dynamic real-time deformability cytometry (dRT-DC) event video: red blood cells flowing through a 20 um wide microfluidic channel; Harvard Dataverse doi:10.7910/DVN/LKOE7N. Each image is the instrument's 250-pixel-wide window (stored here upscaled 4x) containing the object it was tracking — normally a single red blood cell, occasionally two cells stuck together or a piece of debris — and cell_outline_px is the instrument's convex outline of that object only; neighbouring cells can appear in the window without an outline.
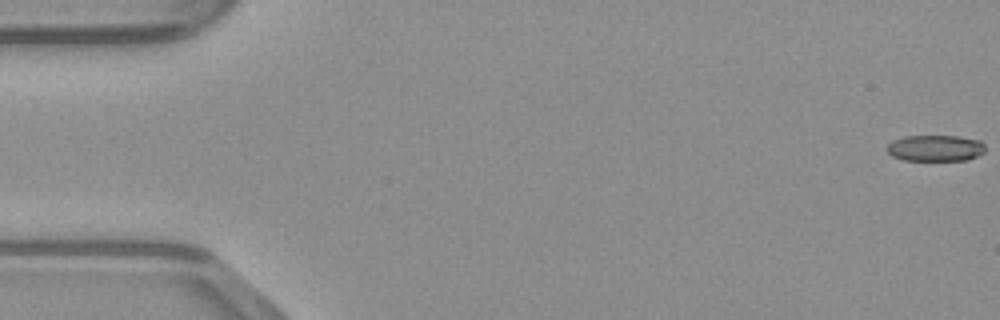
{"species": "common noctule bat (a hibernating species)", "species_latin": "Nyctalus noctula", "temperature_condition": "warm", "stored_images_in_passage": 49, "camera_frame_rate_fps": 3000, "um_per_image_px": 0.085, "animal": {"sex": "male", "body_mass_g": 23.1, "forearm_length_mm": 52.7}, "frame": {"image": 1, "passage_image": 1, "time_ms": 0.0, "image_size_px": [1000, 320], "cell_outline_px": [[984, 152], [968, 160], [904, 160], [892, 156], [888, 152], [888, 144], [892, 140], [904, 136], [956, 136], [980, 140], [984, 144]], "centroid_in_image_um": [79.5, 12.59], "position_along_channel_um": 5.5, "area_um2": 14.97}}
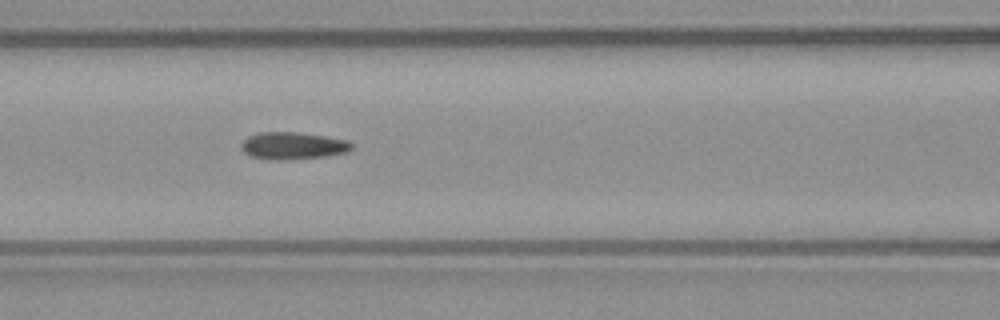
{"frame": {"image": 2, "passage_image": 21, "time_ms": 6.667, "image_size_px": [1000, 320], "cell_outline_px": [[352, 148], [348, 152], [328, 156], [252, 156], [244, 152], [240, 148], [240, 144], [248, 136], [256, 132], [296, 132], [324, 136], [348, 140], [352, 144]], "centroid_in_image_um": [24.93, 12.31], "position_along_channel_um": 141.7, "area_um2": 16.36}}
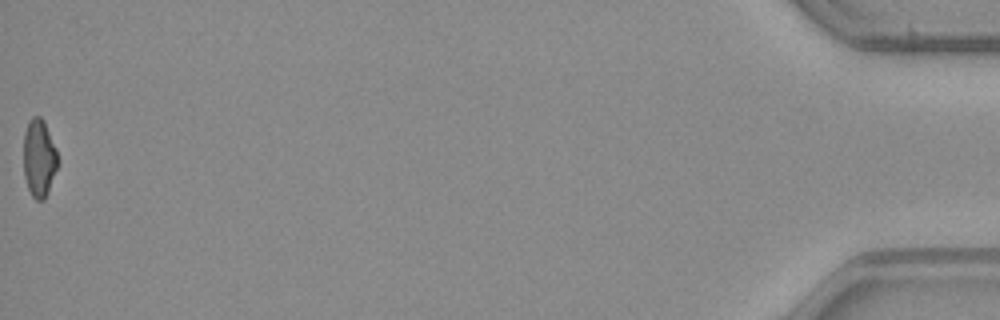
{"frame": {"image": 3, "passage_image": 49, "time_ms": 16.0, "image_size_px": [1000, 320], "cell_outline_px": [[56, 168], [48, 192], [44, 200], [36, 200], [32, 196], [28, 188], [24, 176], [24, 132], [28, 120], [32, 116], [40, 116], [44, 120], [56, 148]], "centroid_in_image_um": [3.3, 13.41], "position_along_channel_um": 431.9, "area_um2": 15.37}}